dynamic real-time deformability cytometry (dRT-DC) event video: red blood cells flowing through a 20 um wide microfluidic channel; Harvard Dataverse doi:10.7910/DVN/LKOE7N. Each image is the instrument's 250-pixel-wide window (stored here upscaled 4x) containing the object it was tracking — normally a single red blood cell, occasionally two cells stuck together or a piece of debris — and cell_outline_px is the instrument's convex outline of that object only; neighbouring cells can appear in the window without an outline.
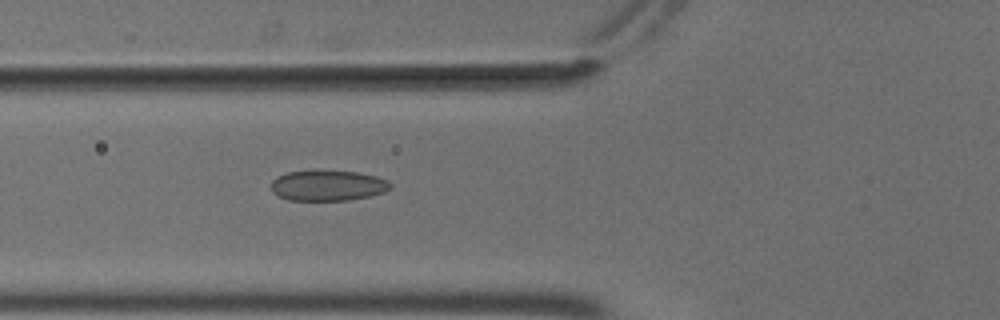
{"species": "common noctule bat (a hibernating species)", "species_latin": "Nyctalus noctula", "temperature_condition": "cold", "stored_images_in_passage": 47, "camera_frame_rate_fps": 3000, "um_per_image_px": 0.085, "animal": {"sex": "male", "body_mass_g": 18.8}, "frame": {"image": 1, "passage_image": 13, "time_ms": 4.0, "image_size_px": [1000, 320], "cell_outline_px": [[392, 188], [384, 192], [368, 196], [348, 200], [288, 200], [272, 192], [272, 180], [276, 176], [288, 172], [360, 172], [376, 176], [388, 180], [392, 184]], "centroid_in_image_um": [27.89, 15.78], "position_along_channel_um": 97.9, "area_um2": 20.87}}
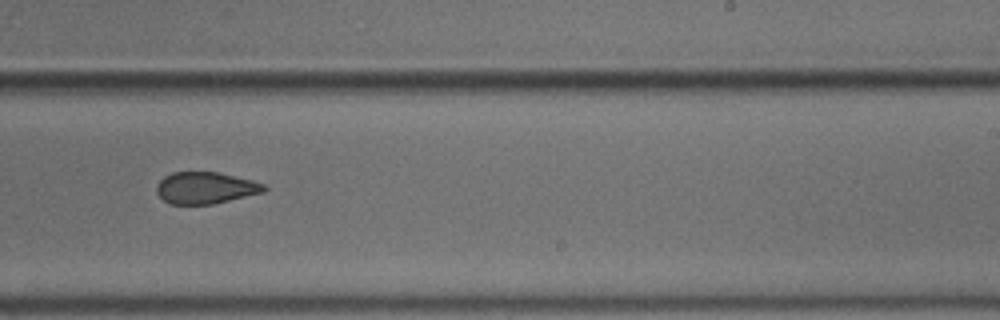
{"frame": {"image": 2, "passage_image": 27, "time_ms": 8.667, "image_size_px": [1000, 320], "cell_outline_px": [[268, 188], [264, 192], [212, 204], [168, 204], [156, 192], [156, 184], [164, 176], [172, 172], [216, 172], [252, 180], [264, 184]], "centroid_in_image_um": [17.44, 15.97], "position_along_channel_um": 271.6, "area_um2": 19.83}}
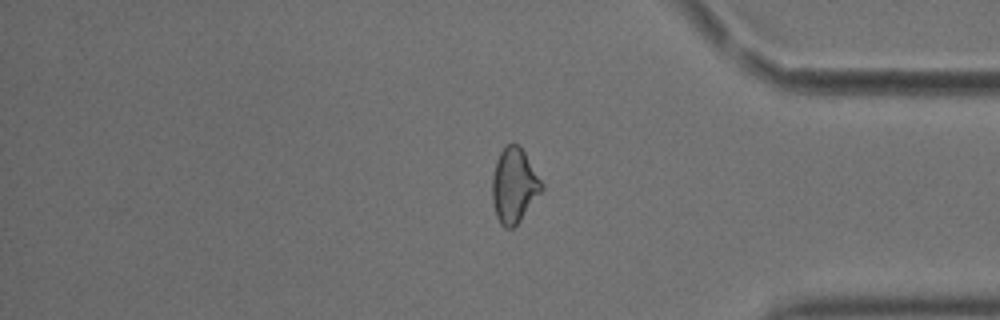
{"frame": {"image": 3, "passage_image": 38, "time_ms": 12.333, "image_size_px": [1000, 320], "cell_outline_px": [[544, 188], [520, 220], [512, 228], [504, 228], [500, 224], [496, 216], [492, 200], [492, 176], [496, 160], [500, 152], [508, 144], [516, 144], [524, 152], [544, 184]], "centroid_in_image_um": [43.69, 15.78], "position_along_channel_um": 391.5, "area_um2": 21.33}, "authors_computed_cell_mechanics": {"area_um2": 21.1548, "velocity_mm_per_s": 3.7014, "shape_relaxation_time_tau1_ms": null, "shape_relaxation_time_tau2_ms": 2.2638, "deformation_change_tau1": null, "deformation_change_tau2": 0.0702}}